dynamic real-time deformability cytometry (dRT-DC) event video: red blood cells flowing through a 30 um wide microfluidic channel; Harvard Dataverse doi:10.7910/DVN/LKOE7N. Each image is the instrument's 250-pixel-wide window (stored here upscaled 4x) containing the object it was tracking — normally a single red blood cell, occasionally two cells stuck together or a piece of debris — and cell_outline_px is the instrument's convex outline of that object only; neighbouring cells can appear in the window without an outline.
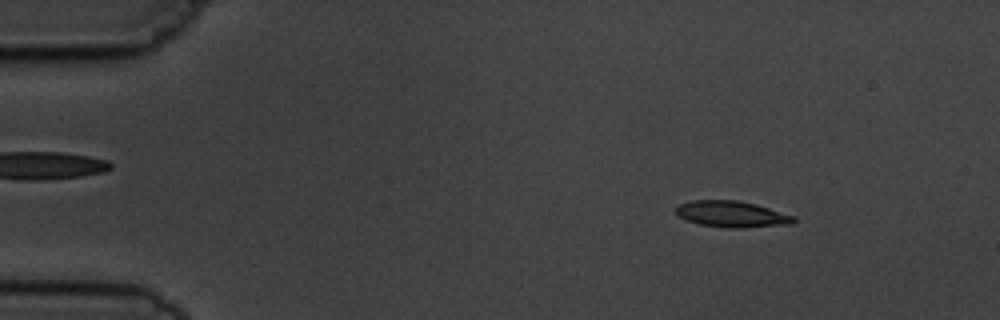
{"species": "common noctule bat (a hibernating species)", "species_latin": "Nyctalus noctula", "temperature_condition": "cold", "stored_images_in_passage": 4, "camera_frame_rate_fps": 3000, "um_per_image_px": 0.085, "animal": {"sex": "male", "body_mass_g": 19.5, "forearm_length_mm": 54.6}, "frame": {"image": 1, "passage_image": 2, "time_ms": 1.333, "image_size_px": [1000, 320], "cell_outline_px": [[796, 220], [792, 224], [740, 228], [724, 228], [700, 224], [688, 220], [680, 216], [676, 212], [676, 204], [692, 200], [736, 200], [756, 204], [796, 216]], "centroid_in_image_um": [62.22, 18.2], "position_along_channel_um": 22.8, "area_um2": 18.09}}
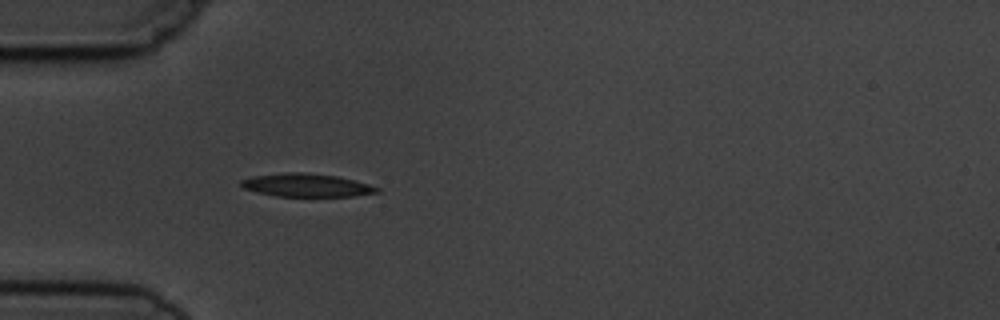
{"frame": {"image": 2, "passage_image": 4, "time_ms": 4.333, "image_size_px": [1000, 320], "cell_outline_px": [[380, 192], [356, 196], [276, 196], [256, 192], [244, 188], [240, 184], [240, 180], [252, 176], [284, 172], [308, 172], [336, 176], [368, 184], [380, 188]], "centroid_in_image_um": [26.03, 15.74], "position_along_channel_um": 59.0, "area_um2": 18.38}}